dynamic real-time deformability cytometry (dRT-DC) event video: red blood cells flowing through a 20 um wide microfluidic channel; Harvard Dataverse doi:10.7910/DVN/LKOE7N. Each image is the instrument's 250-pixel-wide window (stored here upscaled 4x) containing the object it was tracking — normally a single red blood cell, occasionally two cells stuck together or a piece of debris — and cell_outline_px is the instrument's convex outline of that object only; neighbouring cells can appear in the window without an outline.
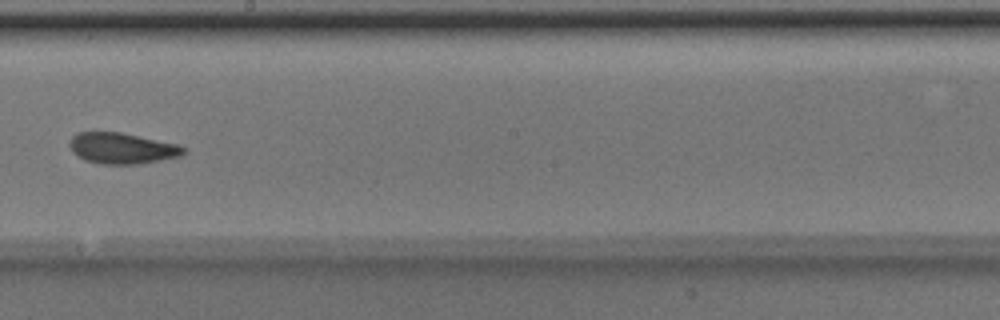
{"species": "Egyptian fruit bat (a non-hibernating species)", "species_latin": "Rousettus aegyptiacus", "temperature_condition": "room temperature", "stored_images_in_passage": 8, "camera_frame_rate_fps": 3000, "um_per_image_px": 0.085, "animal": {"sex": "male"}, "frame": {"image": 1, "passage_image": 8, "time_ms": 2.333, "image_size_px": [1000, 320], "cell_outline_px": [[188, 152], [180, 156], [140, 164], [100, 164], [84, 160], [72, 152], [68, 144], [72, 136], [76, 132], [120, 132], [176, 144], [188, 148]], "centroid_in_image_um": [10.36, 12.61], "position_along_channel_um": 237.8, "area_um2": 20.69}}